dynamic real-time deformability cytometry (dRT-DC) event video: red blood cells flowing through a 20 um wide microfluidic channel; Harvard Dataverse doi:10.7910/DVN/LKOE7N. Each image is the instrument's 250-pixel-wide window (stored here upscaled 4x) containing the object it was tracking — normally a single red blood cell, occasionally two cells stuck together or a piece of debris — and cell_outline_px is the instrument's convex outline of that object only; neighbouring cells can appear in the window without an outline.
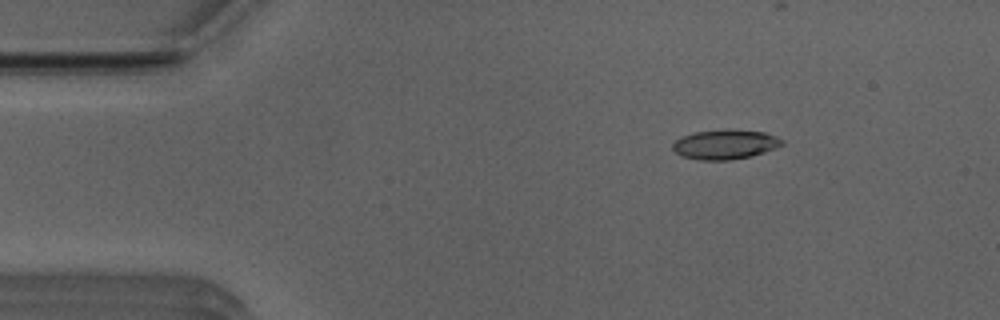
{"species": "Egyptian fruit bat (a non-hibernating species)", "species_latin": "Rousettus aegyptiacus", "temperature_condition": "room temperature", "stored_images_in_passage": 46, "camera_frame_rate_fps": 3000, "um_per_image_px": 0.085, "animal": {"sex": "male"}, "frame": {"image": 1, "passage_image": 2, "time_ms": 0.333, "image_size_px": [1000, 320], "cell_outline_px": [[784, 144], [776, 148], [752, 156], [728, 160], [700, 160], [680, 156], [672, 148], [672, 144], [680, 136], [696, 132], [764, 132], [776, 136], [784, 140]], "centroid_in_image_um": [61.62, 12.32], "position_along_channel_um": 23.4, "area_um2": 18.15}}
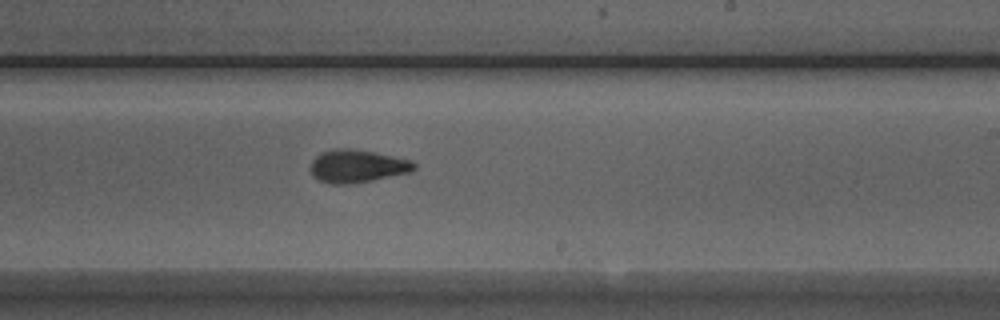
{"frame": {"image": 2, "passage_image": 25, "time_ms": 8.0, "image_size_px": [1000, 320], "cell_outline_px": [[416, 168], [408, 172], [372, 180], [352, 184], [332, 184], [320, 180], [312, 176], [312, 160], [320, 152], [332, 148], [352, 148], [376, 152], [412, 160], [416, 164]], "centroid_in_image_um": [30.35, 14.1], "position_along_channel_um": 258.6, "area_um2": 19.88}}
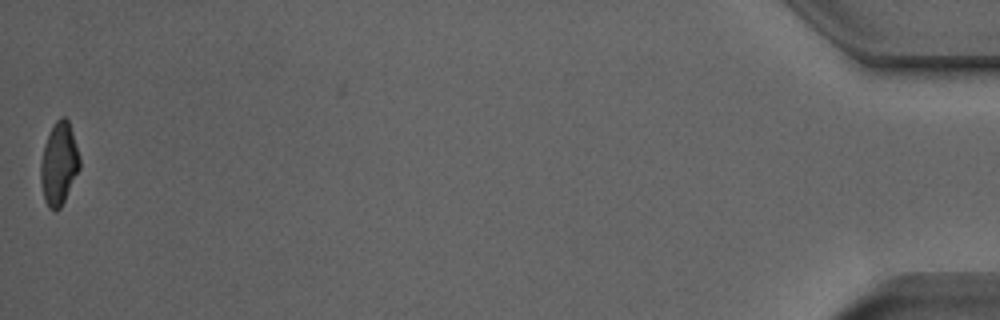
{"frame": {"image": 3, "passage_image": 46, "time_ms": 15.0, "image_size_px": [1000, 320], "cell_outline_px": [[80, 168], [60, 208], [56, 212], [48, 208], [44, 200], [40, 180], [40, 164], [44, 144], [56, 120], [60, 116], [64, 116], [68, 120], [80, 156]], "centroid_in_image_um": [5.0, 13.94], "position_along_channel_um": 430.2, "area_um2": 18.73}, "authors_computed_cell_mechanics": {"area_um2": 19.1896, "velocity_mm_per_s": 3.9452, "shape_relaxation_time_tau1_ms": 4.345, "shape_relaxation_time_tau2_ms": 1.417, "deformation_change_tau1": 0.1896, "deformation_change_tau2": 0.0826}}